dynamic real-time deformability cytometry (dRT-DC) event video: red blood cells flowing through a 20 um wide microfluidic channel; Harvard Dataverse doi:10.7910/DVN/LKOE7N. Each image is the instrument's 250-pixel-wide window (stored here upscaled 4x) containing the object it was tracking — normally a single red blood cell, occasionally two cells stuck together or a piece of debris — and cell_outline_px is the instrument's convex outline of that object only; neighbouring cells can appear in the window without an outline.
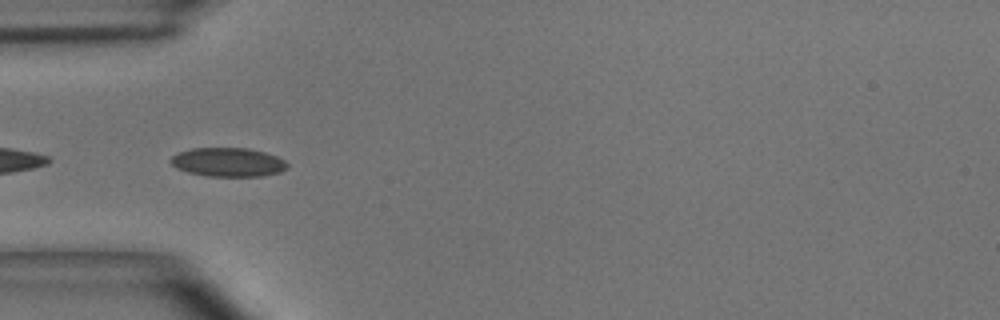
{"species": "common noctule bat (a hibernating species)", "species_latin": "Nyctalus noctula", "temperature_condition": "room temperature", "stored_images_in_passage": 12, "camera_frame_rate_fps": 3000, "um_per_image_px": 0.085, "animal": {"sex": "male", "body_mass_g": 15.6}, "frame": {"image": 1, "passage_image": 10, "time_ms": 3.0, "image_size_px": [1000, 320], "cell_outline_px": [[288, 168], [280, 172], [264, 176], [208, 176], [188, 172], [176, 168], [168, 160], [176, 152], [192, 148], [248, 148], [264, 152], [276, 156], [284, 160], [288, 164]], "centroid_in_image_um": [19.37, 13.78], "position_along_channel_um": 65.6, "area_um2": 19.77}}